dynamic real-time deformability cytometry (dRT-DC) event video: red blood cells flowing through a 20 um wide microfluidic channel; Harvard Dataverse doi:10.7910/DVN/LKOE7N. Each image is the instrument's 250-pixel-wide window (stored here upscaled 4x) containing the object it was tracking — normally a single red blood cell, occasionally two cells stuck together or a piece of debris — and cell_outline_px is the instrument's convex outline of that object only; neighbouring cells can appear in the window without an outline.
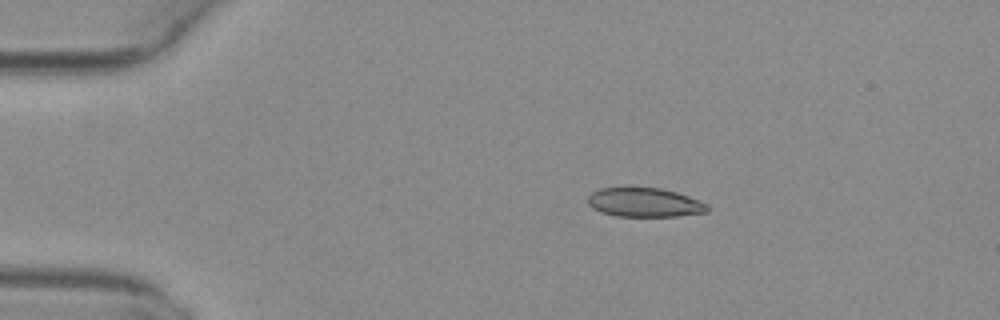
{"species": "common noctule bat (a hibernating species)", "species_latin": "Nyctalus noctula", "temperature_condition": "warm", "stored_images_in_passage": 48, "camera_frame_rate_fps": 3000, "um_per_image_px": 0.085, "animal": {"sex": "female", "body_mass_g": 29.2, "forearm_length_mm": 56.3}, "frame": {"image": 1, "passage_image": 7, "time_ms": 2.0, "image_size_px": [1000, 320], "cell_outline_px": [[708, 212], [676, 216], [616, 216], [600, 212], [592, 208], [588, 204], [588, 196], [592, 192], [600, 188], [624, 184], [628, 184], [660, 188], [676, 192], [700, 200], [708, 204]], "centroid_in_image_um": [54.72, 17.15], "position_along_channel_um": 30.3, "area_um2": 21.15}}
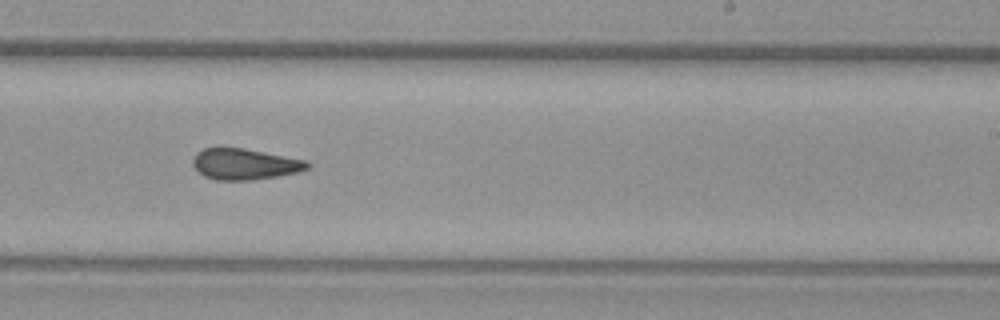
{"frame": {"image": 2, "passage_image": 29, "time_ms": 9.333, "image_size_px": [1000, 320], "cell_outline_px": [[312, 168], [300, 172], [252, 180], [216, 180], [204, 176], [192, 164], [192, 160], [196, 152], [204, 148], [216, 144], [244, 148], [308, 160], [312, 164]], "centroid_in_image_um": [20.81, 13.91], "position_along_channel_um": 268.2, "area_um2": 21.5}}
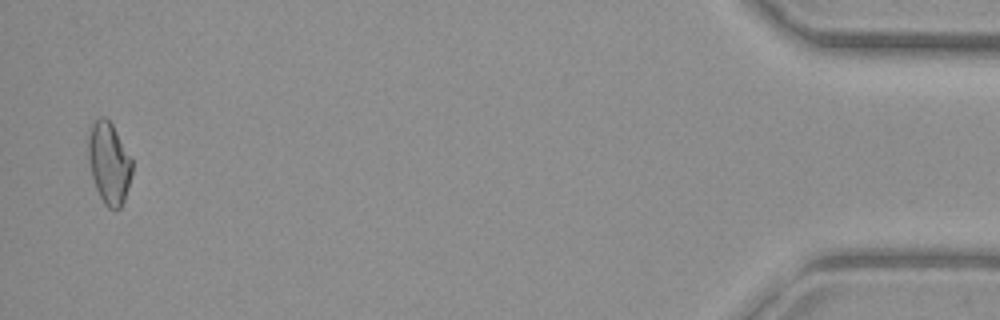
{"frame": {"image": 3, "passage_image": 47, "time_ms": 15.333, "image_size_px": [1000, 320], "cell_outline_px": [[132, 172], [128, 188], [124, 200], [120, 208], [108, 208], [104, 204], [96, 188], [92, 176], [88, 160], [88, 136], [92, 124], [96, 116], [104, 116], [112, 124], [132, 160]], "centroid_in_image_um": [9.25, 13.84], "position_along_channel_um": 426.0, "area_um2": 20.75}, "authors_computed_cell_mechanics": {"area_um2": 20.9814, "velocity_mm_per_s": 4.1026, "shape_relaxation_time_tau1_ms": null, "shape_relaxation_time_tau2_ms": 2.3931, "deformation_change_tau1": null, "deformation_change_tau2": 0.0942}}